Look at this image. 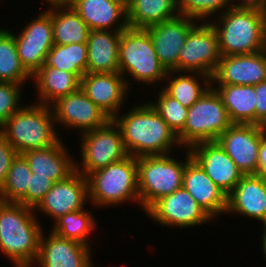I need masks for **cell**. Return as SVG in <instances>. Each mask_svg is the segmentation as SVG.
Listing matches in <instances>:
<instances>
[{
	"instance_id": "16",
	"label": "cell",
	"mask_w": 266,
	"mask_h": 267,
	"mask_svg": "<svg viewBox=\"0 0 266 267\" xmlns=\"http://www.w3.org/2000/svg\"><path fill=\"white\" fill-rule=\"evenodd\" d=\"M264 81H266V49L258 53L221 56L210 77L211 87L255 86Z\"/></svg>"
},
{
	"instance_id": "5",
	"label": "cell",
	"mask_w": 266,
	"mask_h": 267,
	"mask_svg": "<svg viewBox=\"0 0 266 267\" xmlns=\"http://www.w3.org/2000/svg\"><path fill=\"white\" fill-rule=\"evenodd\" d=\"M86 178L89 204L92 206L110 208L111 205L130 202L140 206L136 157L129 155L121 161L89 173Z\"/></svg>"
},
{
	"instance_id": "44",
	"label": "cell",
	"mask_w": 266,
	"mask_h": 267,
	"mask_svg": "<svg viewBox=\"0 0 266 267\" xmlns=\"http://www.w3.org/2000/svg\"><path fill=\"white\" fill-rule=\"evenodd\" d=\"M262 233H261V241H262V251H263V254H264V258L266 260V224H263L262 225Z\"/></svg>"
},
{
	"instance_id": "21",
	"label": "cell",
	"mask_w": 266,
	"mask_h": 267,
	"mask_svg": "<svg viewBox=\"0 0 266 267\" xmlns=\"http://www.w3.org/2000/svg\"><path fill=\"white\" fill-rule=\"evenodd\" d=\"M228 213L266 224V177L261 174L244 175L227 195Z\"/></svg>"
},
{
	"instance_id": "10",
	"label": "cell",
	"mask_w": 266,
	"mask_h": 267,
	"mask_svg": "<svg viewBox=\"0 0 266 267\" xmlns=\"http://www.w3.org/2000/svg\"><path fill=\"white\" fill-rule=\"evenodd\" d=\"M221 53L216 31L210 22H198L189 32L178 57V72L211 77Z\"/></svg>"
},
{
	"instance_id": "28",
	"label": "cell",
	"mask_w": 266,
	"mask_h": 267,
	"mask_svg": "<svg viewBox=\"0 0 266 267\" xmlns=\"http://www.w3.org/2000/svg\"><path fill=\"white\" fill-rule=\"evenodd\" d=\"M212 88L220 96L233 124H255V86L223 85Z\"/></svg>"
},
{
	"instance_id": "7",
	"label": "cell",
	"mask_w": 266,
	"mask_h": 267,
	"mask_svg": "<svg viewBox=\"0 0 266 267\" xmlns=\"http://www.w3.org/2000/svg\"><path fill=\"white\" fill-rule=\"evenodd\" d=\"M185 153L187 157H184V161L173 158L172 153L137 157L138 193L142 211L145 212L155 201L183 186L184 169L192 158L189 149Z\"/></svg>"
},
{
	"instance_id": "45",
	"label": "cell",
	"mask_w": 266,
	"mask_h": 267,
	"mask_svg": "<svg viewBox=\"0 0 266 267\" xmlns=\"http://www.w3.org/2000/svg\"><path fill=\"white\" fill-rule=\"evenodd\" d=\"M263 127H264V130H265V134H266V124H265V125H263Z\"/></svg>"
},
{
	"instance_id": "37",
	"label": "cell",
	"mask_w": 266,
	"mask_h": 267,
	"mask_svg": "<svg viewBox=\"0 0 266 267\" xmlns=\"http://www.w3.org/2000/svg\"><path fill=\"white\" fill-rule=\"evenodd\" d=\"M23 85L0 82V127L21 107Z\"/></svg>"
},
{
	"instance_id": "39",
	"label": "cell",
	"mask_w": 266,
	"mask_h": 267,
	"mask_svg": "<svg viewBox=\"0 0 266 267\" xmlns=\"http://www.w3.org/2000/svg\"><path fill=\"white\" fill-rule=\"evenodd\" d=\"M18 152L0 133V190L3 187L13 159Z\"/></svg>"
},
{
	"instance_id": "15",
	"label": "cell",
	"mask_w": 266,
	"mask_h": 267,
	"mask_svg": "<svg viewBox=\"0 0 266 267\" xmlns=\"http://www.w3.org/2000/svg\"><path fill=\"white\" fill-rule=\"evenodd\" d=\"M89 202L87 178L74 171L66 179L57 181L34 208L53 221L67 213L83 210Z\"/></svg>"
},
{
	"instance_id": "34",
	"label": "cell",
	"mask_w": 266,
	"mask_h": 267,
	"mask_svg": "<svg viewBox=\"0 0 266 267\" xmlns=\"http://www.w3.org/2000/svg\"><path fill=\"white\" fill-rule=\"evenodd\" d=\"M32 172L22 154L13 159L6 181L0 190L2 202L20 203L27 206V186Z\"/></svg>"
},
{
	"instance_id": "25",
	"label": "cell",
	"mask_w": 266,
	"mask_h": 267,
	"mask_svg": "<svg viewBox=\"0 0 266 267\" xmlns=\"http://www.w3.org/2000/svg\"><path fill=\"white\" fill-rule=\"evenodd\" d=\"M121 32L90 30L87 40L88 73L119 72V42Z\"/></svg>"
},
{
	"instance_id": "41",
	"label": "cell",
	"mask_w": 266,
	"mask_h": 267,
	"mask_svg": "<svg viewBox=\"0 0 266 267\" xmlns=\"http://www.w3.org/2000/svg\"><path fill=\"white\" fill-rule=\"evenodd\" d=\"M258 174L266 177V135L261 139L258 153Z\"/></svg>"
},
{
	"instance_id": "2",
	"label": "cell",
	"mask_w": 266,
	"mask_h": 267,
	"mask_svg": "<svg viewBox=\"0 0 266 267\" xmlns=\"http://www.w3.org/2000/svg\"><path fill=\"white\" fill-rule=\"evenodd\" d=\"M34 208L0 204V251L14 267H35L43 233Z\"/></svg>"
},
{
	"instance_id": "22",
	"label": "cell",
	"mask_w": 266,
	"mask_h": 267,
	"mask_svg": "<svg viewBox=\"0 0 266 267\" xmlns=\"http://www.w3.org/2000/svg\"><path fill=\"white\" fill-rule=\"evenodd\" d=\"M183 187L213 221L223 214L226 215L227 195L207 176L193 157L185 166Z\"/></svg>"
},
{
	"instance_id": "27",
	"label": "cell",
	"mask_w": 266,
	"mask_h": 267,
	"mask_svg": "<svg viewBox=\"0 0 266 267\" xmlns=\"http://www.w3.org/2000/svg\"><path fill=\"white\" fill-rule=\"evenodd\" d=\"M127 23L144 28L171 20L178 15V0H126Z\"/></svg>"
},
{
	"instance_id": "40",
	"label": "cell",
	"mask_w": 266,
	"mask_h": 267,
	"mask_svg": "<svg viewBox=\"0 0 266 267\" xmlns=\"http://www.w3.org/2000/svg\"><path fill=\"white\" fill-rule=\"evenodd\" d=\"M255 93V125L263 126L266 124V81L255 85Z\"/></svg>"
},
{
	"instance_id": "38",
	"label": "cell",
	"mask_w": 266,
	"mask_h": 267,
	"mask_svg": "<svg viewBox=\"0 0 266 267\" xmlns=\"http://www.w3.org/2000/svg\"><path fill=\"white\" fill-rule=\"evenodd\" d=\"M54 183L48 176H35V173H32L27 186V206L35 208Z\"/></svg>"
},
{
	"instance_id": "18",
	"label": "cell",
	"mask_w": 266,
	"mask_h": 267,
	"mask_svg": "<svg viewBox=\"0 0 266 267\" xmlns=\"http://www.w3.org/2000/svg\"><path fill=\"white\" fill-rule=\"evenodd\" d=\"M196 20L186 16L177 17L149 26L148 30L160 63L167 71L178 72V57Z\"/></svg>"
},
{
	"instance_id": "42",
	"label": "cell",
	"mask_w": 266,
	"mask_h": 267,
	"mask_svg": "<svg viewBox=\"0 0 266 267\" xmlns=\"http://www.w3.org/2000/svg\"><path fill=\"white\" fill-rule=\"evenodd\" d=\"M240 4L266 11V0H237Z\"/></svg>"
},
{
	"instance_id": "1",
	"label": "cell",
	"mask_w": 266,
	"mask_h": 267,
	"mask_svg": "<svg viewBox=\"0 0 266 267\" xmlns=\"http://www.w3.org/2000/svg\"><path fill=\"white\" fill-rule=\"evenodd\" d=\"M128 112L118 113L114 122L120 128L125 148L130 156L164 155L182 148L176 133L152 105H133Z\"/></svg>"
},
{
	"instance_id": "36",
	"label": "cell",
	"mask_w": 266,
	"mask_h": 267,
	"mask_svg": "<svg viewBox=\"0 0 266 267\" xmlns=\"http://www.w3.org/2000/svg\"><path fill=\"white\" fill-rule=\"evenodd\" d=\"M158 90L159 93H157L158 97L156 101L150 100L149 103L176 135H178L186 124L188 108L169 96L162 88Z\"/></svg>"
},
{
	"instance_id": "30",
	"label": "cell",
	"mask_w": 266,
	"mask_h": 267,
	"mask_svg": "<svg viewBox=\"0 0 266 267\" xmlns=\"http://www.w3.org/2000/svg\"><path fill=\"white\" fill-rule=\"evenodd\" d=\"M54 44L87 43L90 29L70 5L51 7Z\"/></svg>"
},
{
	"instance_id": "3",
	"label": "cell",
	"mask_w": 266,
	"mask_h": 267,
	"mask_svg": "<svg viewBox=\"0 0 266 267\" xmlns=\"http://www.w3.org/2000/svg\"><path fill=\"white\" fill-rule=\"evenodd\" d=\"M221 56L258 53L266 49V11L234 3L210 21Z\"/></svg>"
},
{
	"instance_id": "9",
	"label": "cell",
	"mask_w": 266,
	"mask_h": 267,
	"mask_svg": "<svg viewBox=\"0 0 266 267\" xmlns=\"http://www.w3.org/2000/svg\"><path fill=\"white\" fill-rule=\"evenodd\" d=\"M81 135V163L75 161V170L85 177L100 168L129 156L120 128L110 119L104 126Z\"/></svg>"
},
{
	"instance_id": "20",
	"label": "cell",
	"mask_w": 266,
	"mask_h": 267,
	"mask_svg": "<svg viewBox=\"0 0 266 267\" xmlns=\"http://www.w3.org/2000/svg\"><path fill=\"white\" fill-rule=\"evenodd\" d=\"M189 150L207 176L226 195L234 189L244 176L235 162L216 141L198 143Z\"/></svg>"
},
{
	"instance_id": "11",
	"label": "cell",
	"mask_w": 266,
	"mask_h": 267,
	"mask_svg": "<svg viewBox=\"0 0 266 267\" xmlns=\"http://www.w3.org/2000/svg\"><path fill=\"white\" fill-rule=\"evenodd\" d=\"M145 213L162 227L170 228L188 229L213 220L183 186L155 201Z\"/></svg>"
},
{
	"instance_id": "8",
	"label": "cell",
	"mask_w": 266,
	"mask_h": 267,
	"mask_svg": "<svg viewBox=\"0 0 266 267\" xmlns=\"http://www.w3.org/2000/svg\"><path fill=\"white\" fill-rule=\"evenodd\" d=\"M232 124L220 96L210 87L188 108L187 121L177 135L178 141L185 149L198 143L216 141Z\"/></svg>"
},
{
	"instance_id": "26",
	"label": "cell",
	"mask_w": 266,
	"mask_h": 267,
	"mask_svg": "<svg viewBox=\"0 0 266 267\" xmlns=\"http://www.w3.org/2000/svg\"><path fill=\"white\" fill-rule=\"evenodd\" d=\"M36 85V103L51 106L58 99L77 91L80 79L74 74L48 66L44 63L33 75Z\"/></svg>"
},
{
	"instance_id": "4",
	"label": "cell",
	"mask_w": 266,
	"mask_h": 267,
	"mask_svg": "<svg viewBox=\"0 0 266 267\" xmlns=\"http://www.w3.org/2000/svg\"><path fill=\"white\" fill-rule=\"evenodd\" d=\"M51 106L32 103L23 105L1 127L0 133L22 154L56 144L61 136L56 130Z\"/></svg>"
},
{
	"instance_id": "35",
	"label": "cell",
	"mask_w": 266,
	"mask_h": 267,
	"mask_svg": "<svg viewBox=\"0 0 266 267\" xmlns=\"http://www.w3.org/2000/svg\"><path fill=\"white\" fill-rule=\"evenodd\" d=\"M235 2L236 0H178V9L182 16L197 22H210L223 14Z\"/></svg>"
},
{
	"instance_id": "14",
	"label": "cell",
	"mask_w": 266,
	"mask_h": 267,
	"mask_svg": "<svg viewBox=\"0 0 266 267\" xmlns=\"http://www.w3.org/2000/svg\"><path fill=\"white\" fill-rule=\"evenodd\" d=\"M55 125L77 129L80 134L104 126L111 118L79 88L51 105Z\"/></svg>"
},
{
	"instance_id": "12",
	"label": "cell",
	"mask_w": 266,
	"mask_h": 267,
	"mask_svg": "<svg viewBox=\"0 0 266 267\" xmlns=\"http://www.w3.org/2000/svg\"><path fill=\"white\" fill-rule=\"evenodd\" d=\"M13 35L20 61L33 75L46 62L54 45L51 7L37 14L18 35Z\"/></svg>"
},
{
	"instance_id": "33",
	"label": "cell",
	"mask_w": 266,
	"mask_h": 267,
	"mask_svg": "<svg viewBox=\"0 0 266 267\" xmlns=\"http://www.w3.org/2000/svg\"><path fill=\"white\" fill-rule=\"evenodd\" d=\"M45 63L56 69L74 73L81 79L87 73V43L54 44L47 55Z\"/></svg>"
},
{
	"instance_id": "43",
	"label": "cell",
	"mask_w": 266,
	"mask_h": 267,
	"mask_svg": "<svg viewBox=\"0 0 266 267\" xmlns=\"http://www.w3.org/2000/svg\"><path fill=\"white\" fill-rule=\"evenodd\" d=\"M74 0H43L49 7L71 5Z\"/></svg>"
},
{
	"instance_id": "19",
	"label": "cell",
	"mask_w": 266,
	"mask_h": 267,
	"mask_svg": "<svg viewBox=\"0 0 266 267\" xmlns=\"http://www.w3.org/2000/svg\"><path fill=\"white\" fill-rule=\"evenodd\" d=\"M43 231L35 265L39 267H92L91 247Z\"/></svg>"
},
{
	"instance_id": "31",
	"label": "cell",
	"mask_w": 266,
	"mask_h": 267,
	"mask_svg": "<svg viewBox=\"0 0 266 267\" xmlns=\"http://www.w3.org/2000/svg\"><path fill=\"white\" fill-rule=\"evenodd\" d=\"M11 30L0 28V82L24 85L32 75L22 65Z\"/></svg>"
},
{
	"instance_id": "17",
	"label": "cell",
	"mask_w": 266,
	"mask_h": 267,
	"mask_svg": "<svg viewBox=\"0 0 266 267\" xmlns=\"http://www.w3.org/2000/svg\"><path fill=\"white\" fill-rule=\"evenodd\" d=\"M130 79L119 73H86L80 79V88L111 119L121 113L128 92Z\"/></svg>"
},
{
	"instance_id": "24",
	"label": "cell",
	"mask_w": 266,
	"mask_h": 267,
	"mask_svg": "<svg viewBox=\"0 0 266 267\" xmlns=\"http://www.w3.org/2000/svg\"><path fill=\"white\" fill-rule=\"evenodd\" d=\"M35 176H48L54 182L66 179L75 171V161L60 139L56 144L22 153ZM73 158V159H72Z\"/></svg>"
},
{
	"instance_id": "6",
	"label": "cell",
	"mask_w": 266,
	"mask_h": 267,
	"mask_svg": "<svg viewBox=\"0 0 266 267\" xmlns=\"http://www.w3.org/2000/svg\"><path fill=\"white\" fill-rule=\"evenodd\" d=\"M118 56L119 73L124 79L131 76L137 84L157 88L167 76L147 29L127 27L121 31Z\"/></svg>"
},
{
	"instance_id": "23",
	"label": "cell",
	"mask_w": 266,
	"mask_h": 267,
	"mask_svg": "<svg viewBox=\"0 0 266 267\" xmlns=\"http://www.w3.org/2000/svg\"><path fill=\"white\" fill-rule=\"evenodd\" d=\"M70 6L90 30L121 32L128 27L126 0H74Z\"/></svg>"
},
{
	"instance_id": "32",
	"label": "cell",
	"mask_w": 266,
	"mask_h": 267,
	"mask_svg": "<svg viewBox=\"0 0 266 267\" xmlns=\"http://www.w3.org/2000/svg\"><path fill=\"white\" fill-rule=\"evenodd\" d=\"M93 211L87 209L67 213L53 222L51 231L60 237L75 240L84 245L91 246L89 235L98 222L93 217Z\"/></svg>"
},
{
	"instance_id": "29",
	"label": "cell",
	"mask_w": 266,
	"mask_h": 267,
	"mask_svg": "<svg viewBox=\"0 0 266 267\" xmlns=\"http://www.w3.org/2000/svg\"><path fill=\"white\" fill-rule=\"evenodd\" d=\"M164 82L161 88L186 108H190L211 87L210 76L201 73L168 71Z\"/></svg>"
},
{
	"instance_id": "13",
	"label": "cell",
	"mask_w": 266,
	"mask_h": 267,
	"mask_svg": "<svg viewBox=\"0 0 266 267\" xmlns=\"http://www.w3.org/2000/svg\"><path fill=\"white\" fill-rule=\"evenodd\" d=\"M263 126L232 124L216 140L244 175L258 174V153Z\"/></svg>"
}]
</instances>
